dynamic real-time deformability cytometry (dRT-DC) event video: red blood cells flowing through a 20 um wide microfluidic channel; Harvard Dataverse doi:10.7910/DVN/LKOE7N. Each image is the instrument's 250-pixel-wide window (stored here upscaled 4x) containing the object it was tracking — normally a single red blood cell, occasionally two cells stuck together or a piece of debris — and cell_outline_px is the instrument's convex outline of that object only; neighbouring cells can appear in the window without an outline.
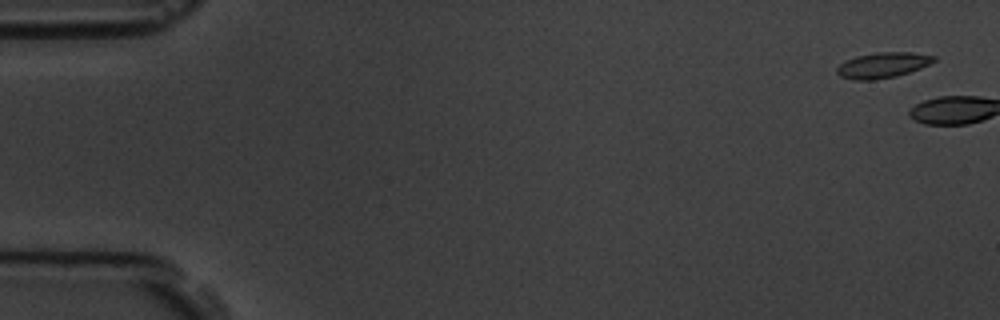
{"species": "common noctule bat (a hibernating species)", "species_latin": "Nyctalus noctula", "temperature_condition": "room temperature", "stored_images_in_passage": 2, "camera_frame_rate_fps": 3000, "um_per_image_px": 0.085, "animal": {"sex": "male", "body_mass_g": 19.5, "forearm_length_mm": 54.6}, "frame": {"image": 1, "passage_image": 1, "time_ms": 0.0, "image_size_px": [1000, 320], "cell_outline_px": [[936, 60], [920, 68], [896, 76], [876, 80], [856, 80], [840, 76], [836, 72], [836, 68], [844, 60], [856, 56], [876, 52], [912, 52], [936, 56]], "centroid_in_image_um": [75.0, 5.53], "position_along_channel_um": 10.0, "area_um2": 14.45}}